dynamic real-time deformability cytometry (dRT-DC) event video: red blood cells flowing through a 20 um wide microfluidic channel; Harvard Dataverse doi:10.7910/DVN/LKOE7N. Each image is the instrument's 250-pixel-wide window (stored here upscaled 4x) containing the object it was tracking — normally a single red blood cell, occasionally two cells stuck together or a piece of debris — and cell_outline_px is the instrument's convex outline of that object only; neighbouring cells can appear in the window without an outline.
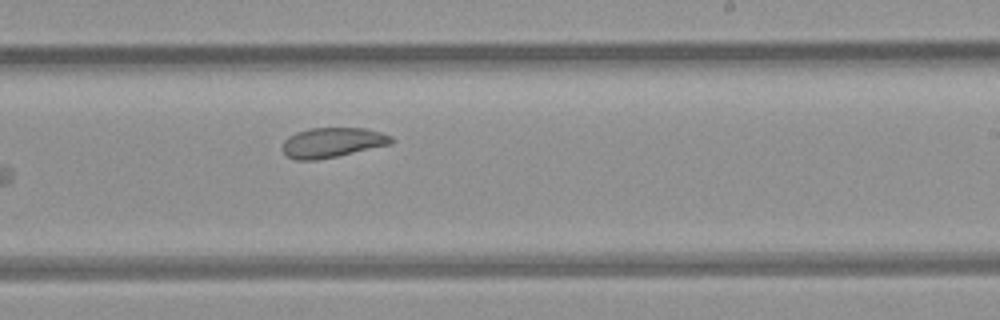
{"species": "common noctule bat (a hibernating species)", "species_latin": "Nyctalus noctula", "temperature_condition": "room temperature", "stored_images_in_passage": 7, "camera_frame_rate_fps": 3000, "um_per_image_px": 0.085, "animal": {"sex": "female", "body_mass_g": 21.9}, "frame": {"image": 1, "passage_image": 7, "time_ms": 2.0, "image_size_px": [1000, 320], "cell_outline_px": [[392, 144], [336, 156], [316, 160], [296, 160], [288, 156], [284, 152], [284, 140], [288, 136], [296, 132], [308, 128], [364, 128], [380, 132], [392, 136]], "centroid_in_image_um": [28.25, 12.1], "position_along_channel_um": 260.8, "area_um2": 18.79}}